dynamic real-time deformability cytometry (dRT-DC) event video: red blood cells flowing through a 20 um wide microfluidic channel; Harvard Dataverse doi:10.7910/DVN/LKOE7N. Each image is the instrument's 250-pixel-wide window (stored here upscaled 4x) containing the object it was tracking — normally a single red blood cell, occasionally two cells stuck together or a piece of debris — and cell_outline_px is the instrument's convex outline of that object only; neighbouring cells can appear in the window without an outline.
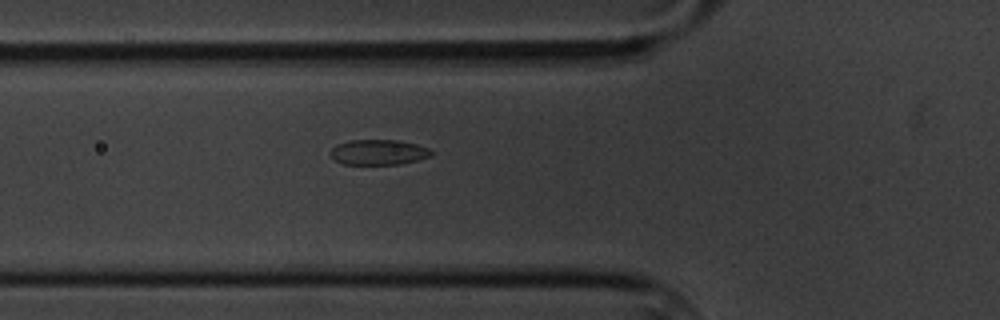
{"species": "common noctule bat (a hibernating species)", "species_latin": "Nyctalus noctula", "temperature_condition": "cold", "stored_images_in_passage": 2, "camera_frame_rate_fps": 3000, "um_per_image_px": 0.085, "animal": {"sex": "male", "body_mass_g": 20.1, "forearm_length_mm": 53.5}, "frame": {"image": 1, "passage_image": 2, "time_ms": 1.0, "image_size_px": [1000, 320], "cell_outline_px": [[432, 156], [400, 164], [344, 164], [336, 160], [328, 152], [336, 144], [348, 140], [400, 140], [416, 144], [428, 148], [432, 152]], "centroid_in_image_um": [32.16, 12.93], "position_along_channel_um": 93.6, "area_um2": 14.85}}